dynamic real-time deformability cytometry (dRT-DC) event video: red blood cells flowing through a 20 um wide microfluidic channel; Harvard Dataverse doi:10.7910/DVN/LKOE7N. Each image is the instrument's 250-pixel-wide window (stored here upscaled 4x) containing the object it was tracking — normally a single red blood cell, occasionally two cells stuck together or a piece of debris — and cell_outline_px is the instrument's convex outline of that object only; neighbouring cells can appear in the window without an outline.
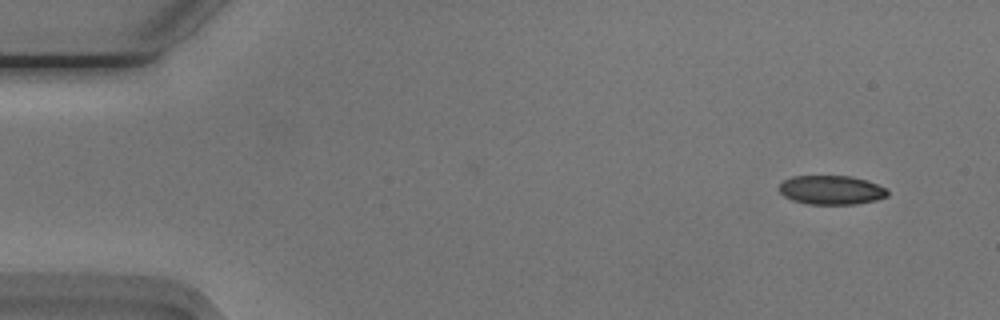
{"species": "Egyptian fruit bat (a non-hibernating species)", "species_latin": "Rousettus aegyptiacus", "temperature_condition": "cold", "stored_images_in_passage": 45, "camera_frame_rate_fps": 3000, "um_per_image_px": 0.085, "animal": {"sex": "male"}, "frame": {"image": 1, "passage_image": 1, "time_ms": 0.0, "image_size_px": [1000, 320], "cell_outline_px": [[888, 196], [876, 200], [856, 204], [808, 204], [792, 200], [784, 196], [780, 192], [780, 184], [784, 180], [792, 176], [848, 176], [864, 180], [876, 184], [884, 188], [888, 192]], "centroid_in_image_um": [70.64, 16.16], "position_along_channel_um": 14.4, "area_um2": 18.15}}
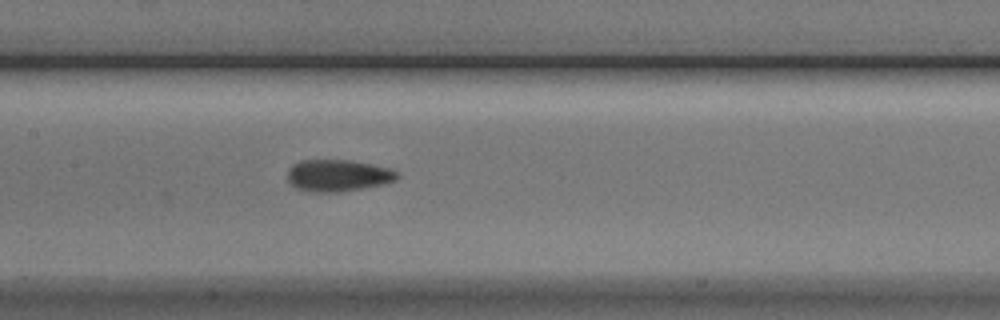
{"frame": {"image": 2, "passage_image": 23, "time_ms": 7.333, "image_size_px": [1000, 320], "cell_outline_px": [[400, 176], [396, 180], [384, 184], [336, 192], [308, 192], [296, 188], [288, 184], [288, 168], [292, 164], [300, 160], [352, 160], [372, 164], [388, 168], [396, 172]], "centroid_in_image_um": [28.67, 14.91], "position_along_channel_um": 178.7, "area_um2": 20.46}}
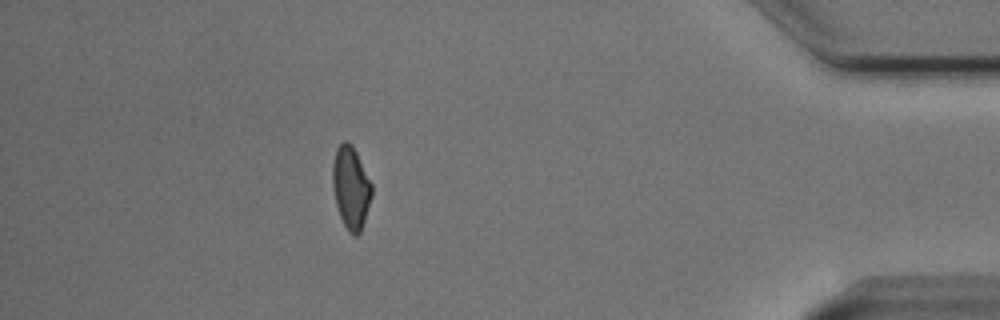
{"frame": {"image": 3, "passage_image": 45, "time_ms": 14.667, "image_size_px": [1000, 320], "cell_outline_px": [[372, 196], [360, 232], [356, 236], [348, 232], [340, 216], [336, 204], [332, 184], [332, 164], [336, 148], [344, 140], [348, 140], [352, 144], [372, 184]], "centroid_in_image_um": [29.81, 15.92], "position_along_channel_um": 405.4, "area_um2": 18.79}, "authors_computed_cell_mechanics": {"area_um2": 19.363, "velocity_mm_per_s": 3.7668, "shape_relaxation_time_tau1_ms": 3.9282, "shape_relaxation_time_tau2_ms": 2.9312, "deformation_change_tau1": 0.1133, "deformation_change_tau2": 0.0928}}